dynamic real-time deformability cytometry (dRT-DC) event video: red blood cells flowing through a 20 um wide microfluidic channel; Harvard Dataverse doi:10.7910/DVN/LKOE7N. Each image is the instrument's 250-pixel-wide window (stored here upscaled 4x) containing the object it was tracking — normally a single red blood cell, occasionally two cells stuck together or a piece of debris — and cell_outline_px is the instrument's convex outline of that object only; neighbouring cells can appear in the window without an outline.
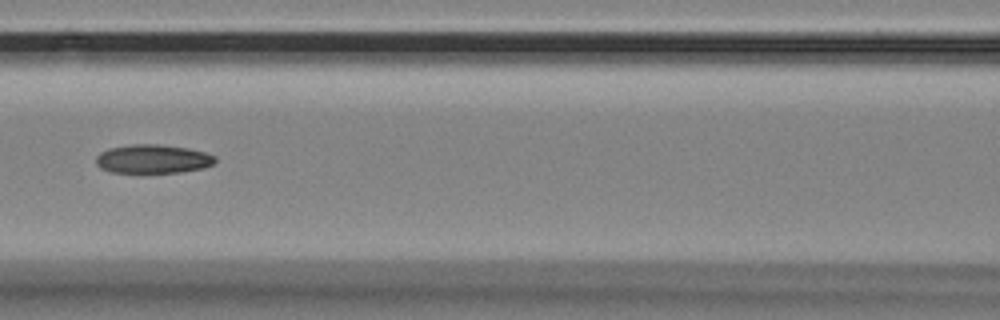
{"species": "Egyptian fruit bat (a non-hibernating species)", "species_latin": "Rousettus aegyptiacus", "temperature_condition": "room temperature", "stored_images_in_passage": 7, "camera_frame_rate_fps": 3000, "um_per_image_px": 0.085, "animal": {"sex": "female"}, "frame": {"image": 1, "passage_image": 6, "time_ms": 1.667, "image_size_px": [1000, 320], "cell_outline_px": [[216, 160], [212, 164], [204, 168], [180, 172], [112, 172], [100, 168], [96, 164], [96, 156], [100, 152], [108, 148], [132, 144], [160, 144], [188, 148], [204, 152], [216, 156]], "centroid_in_image_um": [12.98, 13.5], "position_along_channel_um": 153.6, "area_um2": 20.0}}
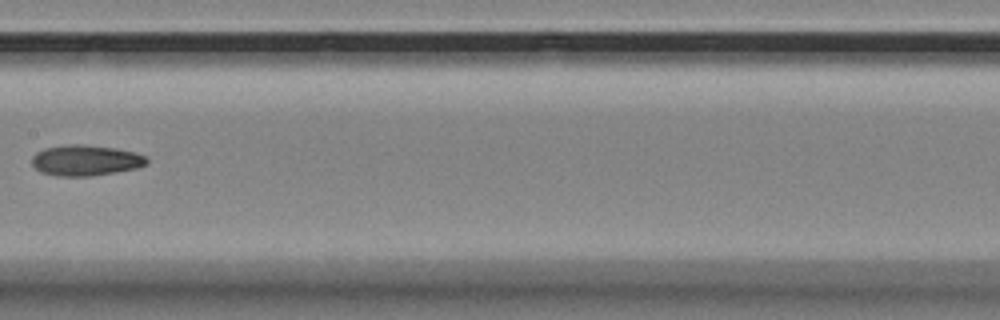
{"frame": {"image": 2, "passage_image": 7, "time_ms": 2.0, "image_size_px": [1000, 320], "cell_outline_px": [[148, 164], [136, 168], [116, 172], [88, 176], [56, 176], [40, 172], [32, 164], [32, 156], [36, 152], [44, 148], [68, 144], [80, 144], [116, 148], [148, 156]], "centroid_in_image_um": [7.27, 13.63], "position_along_channel_um": 200.1, "area_um2": 20.63}}